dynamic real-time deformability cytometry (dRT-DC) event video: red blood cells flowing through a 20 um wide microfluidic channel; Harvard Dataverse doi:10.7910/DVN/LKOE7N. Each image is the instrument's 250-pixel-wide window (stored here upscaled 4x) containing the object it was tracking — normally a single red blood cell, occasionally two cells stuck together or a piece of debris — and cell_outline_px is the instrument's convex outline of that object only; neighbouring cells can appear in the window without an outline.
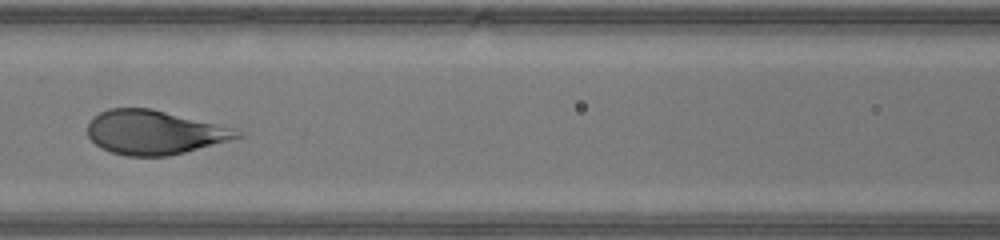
{"species": "human", "species_latin": "Homo sapiens", "temperature_condition": "warm", "stored_images_in_passage": 45, "camera_frame_rate_fps": 3000, "um_per_image_px": 0.085, "donor": {"sex": "male"}, "frame": {"image": 1, "passage_image": 20, "time_ms": 6.333, "image_size_px": [1000, 240], "cell_outline_px": [[244, 136], [184, 152], [168, 156], [128, 156], [112, 152], [100, 148], [88, 136], [88, 124], [92, 116], [108, 108], [152, 108], [236, 128], [244, 132]], "centroid_in_image_um": [13.12, 11.24], "position_along_channel_um": 153.5, "area_um2": 38.55}}
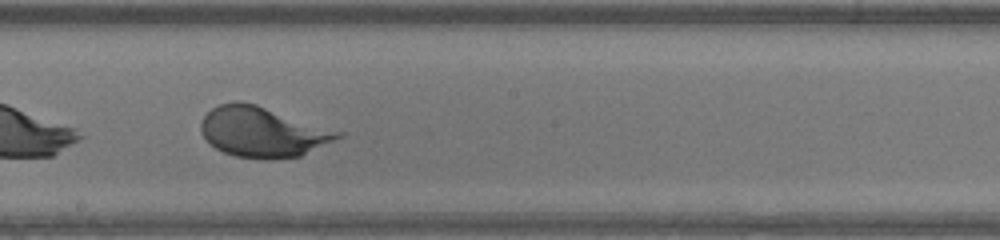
{"frame": {"image": 2, "passage_image": 25, "time_ms": 8.0, "image_size_px": [1000, 240], "cell_outline_px": [[344, 136], [300, 156], [264, 160], [236, 156], [224, 152], [216, 148], [200, 132], [200, 124], [204, 116], [212, 108], [220, 104], [236, 100], [256, 104], [344, 132]], "centroid_in_image_um": [22.34, 11.21], "position_along_channel_um": 225.9, "area_um2": 40.06}}
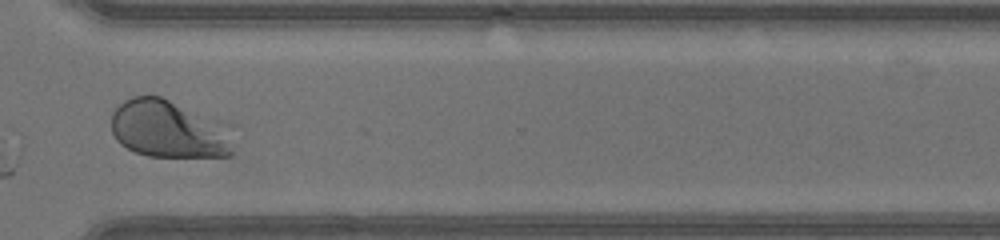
{"frame": {"image": 3, "passage_image": 34, "time_ms": 11.0, "image_size_px": [1000, 240], "cell_outline_px": [[236, 144], [232, 156], [148, 156], [136, 152], [120, 144], [116, 140], [112, 132], [112, 112], [124, 100], [132, 96], [160, 96], [220, 120]], "centroid_in_image_um": [14.35, 10.98], "position_along_channel_um": 356.2, "area_um2": 41.15}, "authors_computed_cell_mechanics": {"area_um2": 42.194, "velocity_mm_per_s": 4.3701, "shape_relaxation_time_tau1_ms": 2.6664, "shape_relaxation_time_tau2_ms": null, "deformation_change_tau1": 0.2097, "deformation_change_tau2": null}}